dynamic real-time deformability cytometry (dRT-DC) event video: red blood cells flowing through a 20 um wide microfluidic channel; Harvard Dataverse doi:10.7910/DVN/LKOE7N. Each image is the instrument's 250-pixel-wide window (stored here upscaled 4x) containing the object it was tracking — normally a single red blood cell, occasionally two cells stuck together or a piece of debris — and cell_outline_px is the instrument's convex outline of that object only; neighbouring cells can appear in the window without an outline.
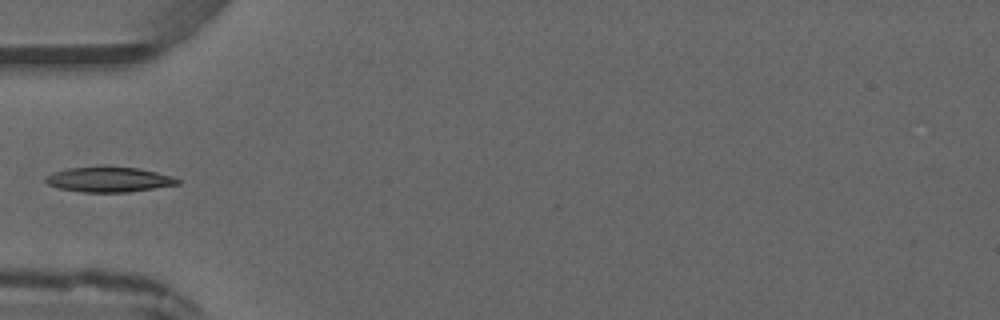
{"species": "common noctule bat (a hibernating species)", "species_latin": "Nyctalus noctula", "temperature_condition": "warm", "stored_images_in_passage": 5, "camera_frame_rate_fps": 3000, "um_per_image_px": 0.085, "animal": {"sex": "male", "forearm_length_mm": 52.5}, "frame": {"image": 1, "passage_image": 5, "time_ms": 4.667, "image_size_px": [1000, 320], "cell_outline_px": [[180, 184], [128, 192], [80, 192], [60, 188], [48, 184], [44, 180], [44, 176], [52, 172], [68, 168], [100, 164], [104, 164], [140, 168], [172, 176], [180, 180]], "centroid_in_image_um": [9.22, 15.21], "position_along_channel_um": 75.8, "area_um2": 20.0}}